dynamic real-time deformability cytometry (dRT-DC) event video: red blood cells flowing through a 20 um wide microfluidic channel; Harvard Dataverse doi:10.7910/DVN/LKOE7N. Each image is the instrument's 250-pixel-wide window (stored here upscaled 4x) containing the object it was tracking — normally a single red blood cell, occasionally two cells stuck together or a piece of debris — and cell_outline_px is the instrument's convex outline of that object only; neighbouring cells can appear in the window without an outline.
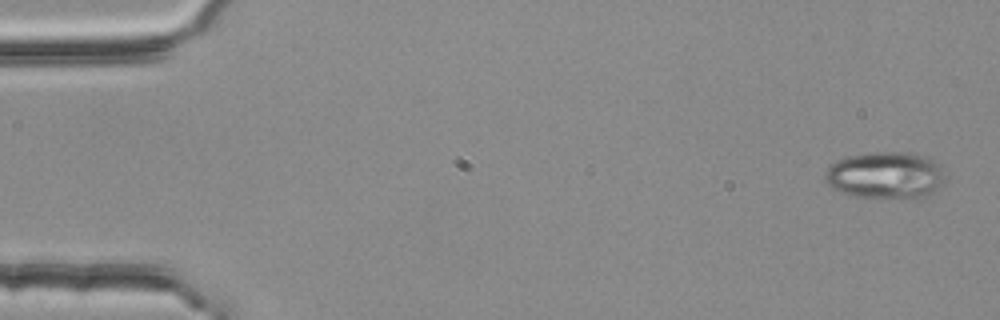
{"species": "common noctule bat (a hibernating species)", "species_latin": "Nyctalus noctula", "temperature_condition": "room temperature", "stored_images_in_passage": 4, "camera_frame_rate_fps": 3000, "um_per_image_px": 0.085, "animal": {"sex": "female", "body_mass_g": 25.1}, "frame": {"image": 1, "passage_image": 4, "time_ms": 1.0, "image_size_px": [1000, 320], "cell_outline_px": [[940, 184], [936, 188], [920, 200], [916, 200], [856, 196], [844, 192], [828, 184], [824, 176], [824, 172], [832, 164], [848, 156], [872, 152], [908, 152], [924, 156], [936, 160], [940, 172]], "centroid_in_image_um": [75.25, 14.91], "position_along_channel_um": 9.8, "area_um2": 32.43}}